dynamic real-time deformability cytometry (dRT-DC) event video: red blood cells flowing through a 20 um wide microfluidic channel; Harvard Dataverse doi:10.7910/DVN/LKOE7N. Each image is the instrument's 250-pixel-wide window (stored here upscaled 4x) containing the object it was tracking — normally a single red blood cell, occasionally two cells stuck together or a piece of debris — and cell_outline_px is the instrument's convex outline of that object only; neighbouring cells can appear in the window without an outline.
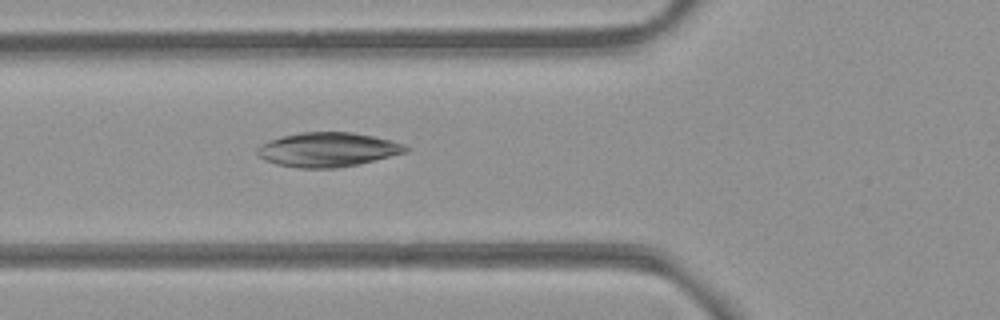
{"species": "common noctule bat (a hibernating species)", "species_latin": "Nyctalus noctula", "temperature_condition": "room temperature", "stored_images_in_passage": 2, "camera_frame_rate_fps": 3000, "um_per_image_px": 0.085, "animal": {"sex": "female", "body_mass_g": 21.9}, "frame": {"image": 1, "passage_image": 2, "time_ms": 0.333, "image_size_px": [1000, 320], "cell_outline_px": [[408, 152], [356, 164], [336, 168], [296, 168], [276, 164], [264, 160], [256, 152], [256, 148], [260, 144], [284, 136], [300, 132], [352, 132], [392, 140], [404, 144], [408, 148]], "centroid_in_image_um": [27.84, 12.72], "position_along_channel_um": 98.0, "area_um2": 29.54}}